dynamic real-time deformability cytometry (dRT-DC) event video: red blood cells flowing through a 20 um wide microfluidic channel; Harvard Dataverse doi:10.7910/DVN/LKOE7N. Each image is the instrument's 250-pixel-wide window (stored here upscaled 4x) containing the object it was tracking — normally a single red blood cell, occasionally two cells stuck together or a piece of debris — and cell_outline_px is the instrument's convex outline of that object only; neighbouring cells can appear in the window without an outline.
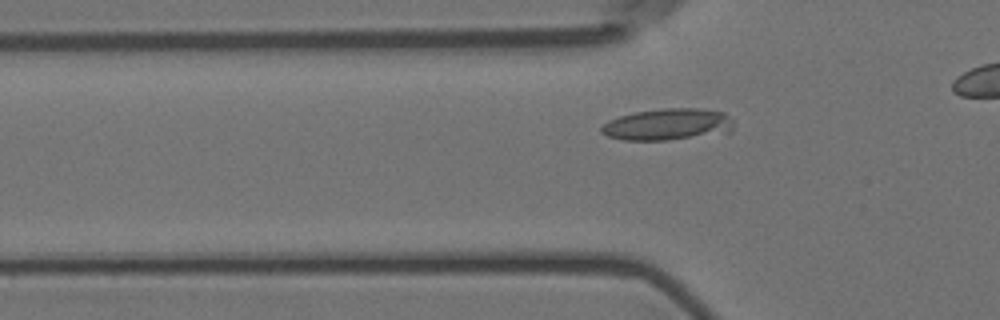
{"species": "Egyptian fruit bat (a non-hibernating species)", "species_latin": "Rousettus aegyptiacus", "temperature_condition": "room temperature", "stored_images_in_passage": 40, "camera_frame_rate_fps": 3000, "um_per_image_px": 0.085, "animal": {"sex": "female"}, "frame": {"image": 1, "passage_image": 13, "time_ms": 4.0, "image_size_px": [1000, 320], "cell_outline_px": [[732, 132], [668, 140], [624, 140], [608, 136], [600, 132], [600, 128], [608, 120], [620, 116], [636, 112], [660, 108], [696, 108], [724, 112], [732, 120]], "centroid_in_image_um": [56.75, 10.57], "position_along_channel_um": 69.0, "area_um2": 24.39}}
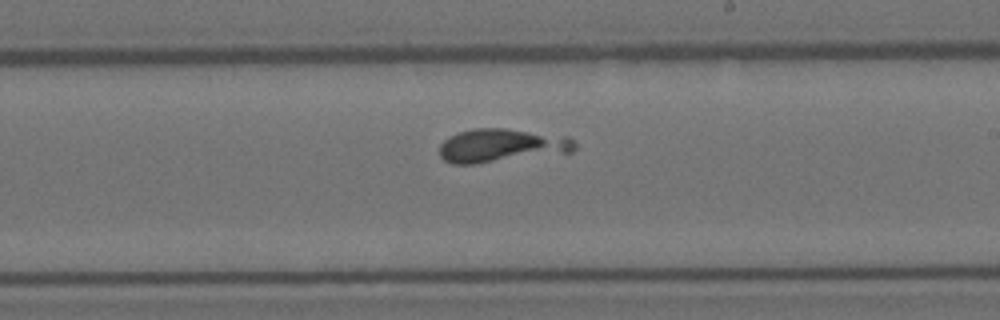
{"frame": {"image": 2, "passage_image": 28, "time_ms": 9.0, "image_size_px": [1000, 320], "cell_outline_px": [[576, 148], [572, 152], [476, 164], [452, 164], [444, 160], [440, 156], [440, 144], [444, 140], [460, 132], [472, 128], [504, 128], [568, 136], [576, 144]], "centroid_in_image_um": [42.63, 12.38], "position_along_channel_um": 246.4, "area_um2": 26.47}}
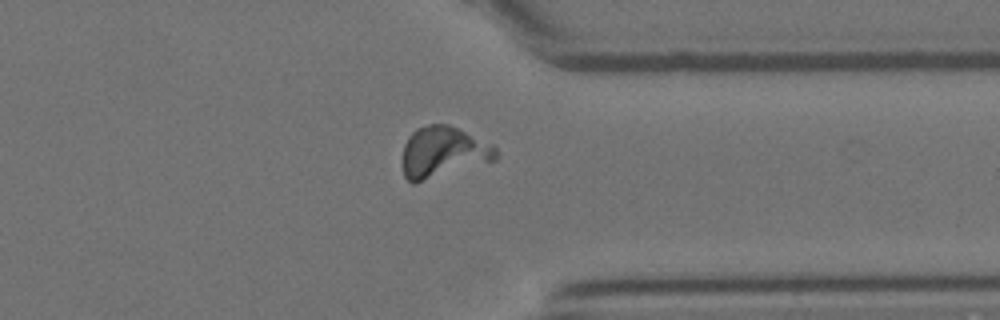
{"frame": {"image": 3, "passage_image": 39, "time_ms": 12.667, "image_size_px": [1000, 320], "cell_outline_px": [[500, 156], [496, 160], [416, 184], [412, 184], [404, 176], [404, 144], [408, 136], [416, 128], [428, 124], [448, 124], [492, 144], [496, 148]], "centroid_in_image_um": [37.68, 12.95], "position_along_channel_um": 373.7, "area_um2": 27.98}}